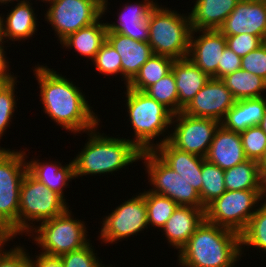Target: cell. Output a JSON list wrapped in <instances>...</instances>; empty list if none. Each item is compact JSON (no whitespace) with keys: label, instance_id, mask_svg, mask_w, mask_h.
<instances>
[{"label":"cell","instance_id":"obj_18","mask_svg":"<svg viewBox=\"0 0 266 267\" xmlns=\"http://www.w3.org/2000/svg\"><path fill=\"white\" fill-rule=\"evenodd\" d=\"M106 40L121 57L122 79L126 87L153 55L152 48L148 42L136 41L120 33H106Z\"/></svg>","mask_w":266,"mask_h":267},{"label":"cell","instance_id":"obj_6","mask_svg":"<svg viewBox=\"0 0 266 267\" xmlns=\"http://www.w3.org/2000/svg\"><path fill=\"white\" fill-rule=\"evenodd\" d=\"M26 151L0 148V225L9 239L18 235L20 188L28 171Z\"/></svg>","mask_w":266,"mask_h":267},{"label":"cell","instance_id":"obj_44","mask_svg":"<svg viewBox=\"0 0 266 267\" xmlns=\"http://www.w3.org/2000/svg\"><path fill=\"white\" fill-rule=\"evenodd\" d=\"M31 257V267H64L60 256H50L43 253H39Z\"/></svg>","mask_w":266,"mask_h":267},{"label":"cell","instance_id":"obj_20","mask_svg":"<svg viewBox=\"0 0 266 267\" xmlns=\"http://www.w3.org/2000/svg\"><path fill=\"white\" fill-rule=\"evenodd\" d=\"M205 159L224 171L247 160L240 134L220 124Z\"/></svg>","mask_w":266,"mask_h":267},{"label":"cell","instance_id":"obj_39","mask_svg":"<svg viewBox=\"0 0 266 267\" xmlns=\"http://www.w3.org/2000/svg\"><path fill=\"white\" fill-rule=\"evenodd\" d=\"M10 240H0V267H31V257L25 247L16 245L10 250L3 248Z\"/></svg>","mask_w":266,"mask_h":267},{"label":"cell","instance_id":"obj_34","mask_svg":"<svg viewBox=\"0 0 266 267\" xmlns=\"http://www.w3.org/2000/svg\"><path fill=\"white\" fill-rule=\"evenodd\" d=\"M144 93L163 104L173 114L178 113V91L172 71L148 87Z\"/></svg>","mask_w":266,"mask_h":267},{"label":"cell","instance_id":"obj_24","mask_svg":"<svg viewBox=\"0 0 266 267\" xmlns=\"http://www.w3.org/2000/svg\"><path fill=\"white\" fill-rule=\"evenodd\" d=\"M266 111V97L236 100L220 124L228 130L241 133L259 125Z\"/></svg>","mask_w":266,"mask_h":267},{"label":"cell","instance_id":"obj_31","mask_svg":"<svg viewBox=\"0 0 266 267\" xmlns=\"http://www.w3.org/2000/svg\"><path fill=\"white\" fill-rule=\"evenodd\" d=\"M265 200V201H264ZM257 207L245 230L240 234L241 255L245 246L256 248L266 253V197ZM244 245V247H242Z\"/></svg>","mask_w":266,"mask_h":267},{"label":"cell","instance_id":"obj_4","mask_svg":"<svg viewBox=\"0 0 266 267\" xmlns=\"http://www.w3.org/2000/svg\"><path fill=\"white\" fill-rule=\"evenodd\" d=\"M126 109L134 130L133 144L142 151H153L157 145L169 139L173 113L146 93L126 86ZM168 133H167V132ZM168 136H165V133ZM163 136L160 141L154 140ZM165 136V137H164Z\"/></svg>","mask_w":266,"mask_h":267},{"label":"cell","instance_id":"obj_28","mask_svg":"<svg viewBox=\"0 0 266 267\" xmlns=\"http://www.w3.org/2000/svg\"><path fill=\"white\" fill-rule=\"evenodd\" d=\"M226 190H266V180L260 172L258 162L245 160L224 171Z\"/></svg>","mask_w":266,"mask_h":267},{"label":"cell","instance_id":"obj_2","mask_svg":"<svg viewBox=\"0 0 266 267\" xmlns=\"http://www.w3.org/2000/svg\"><path fill=\"white\" fill-rule=\"evenodd\" d=\"M177 255L182 267H234L241 259L240 235L204 220Z\"/></svg>","mask_w":266,"mask_h":267},{"label":"cell","instance_id":"obj_12","mask_svg":"<svg viewBox=\"0 0 266 267\" xmlns=\"http://www.w3.org/2000/svg\"><path fill=\"white\" fill-rule=\"evenodd\" d=\"M102 222L98 238L101 239V243L106 244L117 243L120 239H127L148 229L145 191L122 202L105 216Z\"/></svg>","mask_w":266,"mask_h":267},{"label":"cell","instance_id":"obj_9","mask_svg":"<svg viewBox=\"0 0 266 267\" xmlns=\"http://www.w3.org/2000/svg\"><path fill=\"white\" fill-rule=\"evenodd\" d=\"M265 197L266 190H226L205 207V220L240 235Z\"/></svg>","mask_w":266,"mask_h":267},{"label":"cell","instance_id":"obj_48","mask_svg":"<svg viewBox=\"0 0 266 267\" xmlns=\"http://www.w3.org/2000/svg\"><path fill=\"white\" fill-rule=\"evenodd\" d=\"M14 1H17L18 3H21V2H25V1H28V0H0V4L1 5H7L9 3H12Z\"/></svg>","mask_w":266,"mask_h":267},{"label":"cell","instance_id":"obj_7","mask_svg":"<svg viewBox=\"0 0 266 267\" xmlns=\"http://www.w3.org/2000/svg\"><path fill=\"white\" fill-rule=\"evenodd\" d=\"M67 206L61 195L51 191L27 171L20 188L18 235L25 233L27 236L35 227V222L42 223L59 216L69 209Z\"/></svg>","mask_w":266,"mask_h":267},{"label":"cell","instance_id":"obj_15","mask_svg":"<svg viewBox=\"0 0 266 267\" xmlns=\"http://www.w3.org/2000/svg\"><path fill=\"white\" fill-rule=\"evenodd\" d=\"M219 31L223 35L247 33L266 42V0H240Z\"/></svg>","mask_w":266,"mask_h":267},{"label":"cell","instance_id":"obj_40","mask_svg":"<svg viewBox=\"0 0 266 267\" xmlns=\"http://www.w3.org/2000/svg\"><path fill=\"white\" fill-rule=\"evenodd\" d=\"M241 69L247 70L266 81V42L241 58Z\"/></svg>","mask_w":266,"mask_h":267},{"label":"cell","instance_id":"obj_41","mask_svg":"<svg viewBox=\"0 0 266 267\" xmlns=\"http://www.w3.org/2000/svg\"><path fill=\"white\" fill-rule=\"evenodd\" d=\"M227 46L233 50L239 57H244L249 52L256 50L264 41L255 35L247 33L239 35H225Z\"/></svg>","mask_w":266,"mask_h":267},{"label":"cell","instance_id":"obj_1","mask_svg":"<svg viewBox=\"0 0 266 267\" xmlns=\"http://www.w3.org/2000/svg\"><path fill=\"white\" fill-rule=\"evenodd\" d=\"M33 72L38 80L43 112L57 125L75 135L99 125L100 119L78 85L47 65L37 64Z\"/></svg>","mask_w":266,"mask_h":267},{"label":"cell","instance_id":"obj_50","mask_svg":"<svg viewBox=\"0 0 266 267\" xmlns=\"http://www.w3.org/2000/svg\"><path fill=\"white\" fill-rule=\"evenodd\" d=\"M3 39L2 37V20H1V17H0V41Z\"/></svg>","mask_w":266,"mask_h":267},{"label":"cell","instance_id":"obj_21","mask_svg":"<svg viewBox=\"0 0 266 267\" xmlns=\"http://www.w3.org/2000/svg\"><path fill=\"white\" fill-rule=\"evenodd\" d=\"M204 220L205 208L178 206L162 227V233L180 251Z\"/></svg>","mask_w":266,"mask_h":267},{"label":"cell","instance_id":"obj_22","mask_svg":"<svg viewBox=\"0 0 266 267\" xmlns=\"http://www.w3.org/2000/svg\"><path fill=\"white\" fill-rule=\"evenodd\" d=\"M178 91V113L181 112L204 87L210 77L189 58L175 60L172 65Z\"/></svg>","mask_w":266,"mask_h":267},{"label":"cell","instance_id":"obj_51","mask_svg":"<svg viewBox=\"0 0 266 267\" xmlns=\"http://www.w3.org/2000/svg\"><path fill=\"white\" fill-rule=\"evenodd\" d=\"M40 1H42V2H46V3H49L51 0H40Z\"/></svg>","mask_w":266,"mask_h":267},{"label":"cell","instance_id":"obj_19","mask_svg":"<svg viewBox=\"0 0 266 267\" xmlns=\"http://www.w3.org/2000/svg\"><path fill=\"white\" fill-rule=\"evenodd\" d=\"M153 152L172 170L181 175L199 193L202 186V162L204 157L175 148L168 140L157 145Z\"/></svg>","mask_w":266,"mask_h":267},{"label":"cell","instance_id":"obj_27","mask_svg":"<svg viewBox=\"0 0 266 267\" xmlns=\"http://www.w3.org/2000/svg\"><path fill=\"white\" fill-rule=\"evenodd\" d=\"M101 21V22H100ZM98 20L94 24L68 35L59 42L65 49H73L80 55L94 60L100 47L106 41L107 24Z\"/></svg>","mask_w":266,"mask_h":267},{"label":"cell","instance_id":"obj_25","mask_svg":"<svg viewBox=\"0 0 266 267\" xmlns=\"http://www.w3.org/2000/svg\"><path fill=\"white\" fill-rule=\"evenodd\" d=\"M31 0L17 3L7 13L6 19L0 14L2 20V37L11 41L27 40L33 37L37 30V16L30 3ZM3 17V18H2Z\"/></svg>","mask_w":266,"mask_h":267},{"label":"cell","instance_id":"obj_5","mask_svg":"<svg viewBox=\"0 0 266 267\" xmlns=\"http://www.w3.org/2000/svg\"><path fill=\"white\" fill-rule=\"evenodd\" d=\"M169 9L156 4L151 10L148 16V43L155 55L174 60L188 58L192 31L189 14H179Z\"/></svg>","mask_w":266,"mask_h":267},{"label":"cell","instance_id":"obj_26","mask_svg":"<svg viewBox=\"0 0 266 267\" xmlns=\"http://www.w3.org/2000/svg\"><path fill=\"white\" fill-rule=\"evenodd\" d=\"M27 168L34 178L66 200L63 190L67 188L71 179L75 178L73 160L63 166L59 161L41 162L33 158L27 161Z\"/></svg>","mask_w":266,"mask_h":267},{"label":"cell","instance_id":"obj_35","mask_svg":"<svg viewBox=\"0 0 266 267\" xmlns=\"http://www.w3.org/2000/svg\"><path fill=\"white\" fill-rule=\"evenodd\" d=\"M247 159L260 162L266 150V134L259 125L239 133Z\"/></svg>","mask_w":266,"mask_h":267},{"label":"cell","instance_id":"obj_8","mask_svg":"<svg viewBox=\"0 0 266 267\" xmlns=\"http://www.w3.org/2000/svg\"><path fill=\"white\" fill-rule=\"evenodd\" d=\"M84 221L74 219L71 210L50 220L36 225L28 236L41 246L43 254L61 256L62 254L81 249L90 241ZM35 235H34V233ZM32 233V234H31ZM87 237V238H86Z\"/></svg>","mask_w":266,"mask_h":267},{"label":"cell","instance_id":"obj_33","mask_svg":"<svg viewBox=\"0 0 266 267\" xmlns=\"http://www.w3.org/2000/svg\"><path fill=\"white\" fill-rule=\"evenodd\" d=\"M145 205L147 208L148 226L162 229L167 220L179 206L169 197L145 190Z\"/></svg>","mask_w":266,"mask_h":267},{"label":"cell","instance_id":"obj_38","mask_svg":"<svg viewBox=\"0 0 266 267\" xmlns=\"http://www.w3.org/2000/svg\"><path fill=\"white\" fill-rule=\"evenodd\" d=\"M64 267H103L102 261L99 262L92 243H88L81 249L71 251L60 256Z\"/></svg>","mask_w":266,"mask_h":267},{"label":"cell","instance_id":"obj_46","mask_svg":"<svg viewBox=\"0 0 266 267\" xmlns=\"http://www.w3.org/2000/svg\"><path fill=\"white\" fill-rule=\"evenodd\" d=\"M9 239V233L0 225V240Z\"/></svg>","mask_w":266,"mask_h":267},{"label":"cell","instance_id":"obj_17","mask_svg":"<svg viewBox=\"0 0 266 267\" xmlns=\"http://www.w3.org/2000/svg\"><path fill=\"white\" fill-rule=\"evenodd\" d=\"M144 0L133 4H124L116 22L107 23V33H120L136 41H149L148 16L158 2Z\"/></svg>","mask_w":266,"mask_h":267},{"label":"cell","instance_id":"obj_13","mask_svg":"<svg viewBox=\"0 0 266 267\" xmlns=\"http://www.w3.org/2000/svg\"><path fill=\"white\" fill-rule=\"evenodd\" d=\"M171 125L174 131H171L168 141L175 148L205 158L220 122L193 117L181 111L173 114Z\"/></svg>","mask_w":266,"mask_h":267},{"label":"cell","instance_id":"obj_36","mask_svg":"<svg viewBox=\"0 0 266 267\" xmlns=\"http://www.w3.org/2000/svg\"><path fill=\"white\" fill-rule=\"evenodd\" d=\"M17 79L7 82L0 83V139L6 132V129L10 127L11 119L14 117L13 113L15 112L16 106V95H15V85L18 81ZM15 88V89H14ZM0 148H2L0 146Z\"/></svg>","mask_w":266,"mask_h":267},{"label":"cell","instance_id":"obj_47","mask_svg":"<svg viewBox=\"0 0 266 267\" xmlns=\"http://www.w3.org/2000/svg\"><path fill=\"white\" fill-rule=\"evenodd\" d=\"M259 126L264 131V133L266 134V111H265V114H264Z\"/></svg>","mask_w":266,"mask_h":267},{"label":"cell","instance_id":"obj_45","mask_svg":"<svg viewBox=\"0 0 266 267\" xmlns=\"http://www.w3.org/2000/svg\"><path fill=\"white\" fill-rule=\"evenodd\" d=\"M258 164L260 167L261 175L266 180V150H265L264 156L262 157V159L260 160Z\"/></svg>","mask_w":266,"mask_h":267},{"label":"cell","instance_id":"obj_14","mask_svg":"<svg viewBox=\"0 0 266 267\" xmlns=\"http://www.w3.org/2000/svg\"><path fill=\"white\" fill-rule=\"evenodd\" d=\"M235 102L236 99L221 79L210 78L182 112L221 122Z\"/></svg>","mask_w":266,"mask_h":267},{"label":"cell","instance_id":"obj_23","mask_svg":"<svg viewBox=\"0 0 266 267\" xmlns=\"http://www.w3.org/2000/svg\"><path fill=\"white\" fill-rule=\"evenodd\" d=\"M240 0H196L189 12L192 30H219Z\"/></svg>","mask_w":266,"mask_h":267},{"label":"cell","instance_id":"obj_43","mask_svg":"<svg viewBox=\"0 0 266 267\" xmlns=\"http://www.w3.org/2000/svg\"><path fill=\"white\" fill-rule=\"evenodd\" d=\"M7 41L8 40L4 41V39L0 41V83H7L17 79V77L14 76V73L11 74V71L9 69V61L5 56L6 51L4 50V48L6 46H4V44Z\"/></svg>","mask_w":266,"mask_h":267},{"label":"cell","instance_id":"obj_16","mask_svg":"<svg viewBox=\"0 0 266 267\" xmlns=\"http://www.w3.org/2000/svg\"><path fill=\"white\" fill-rule=\"evenodd\" d=\"M226 46V37L219 30H192L188 58L210 78L217 79L218 62Z\"/></svg>","mask_w":266,"mask_h":267},{"label":"cell","instance_id":"obj_42","mask_svg":"<svg viewBox=\"0 0 266 267\" xmlns=\"http://www.w3.org/2000/svg\"><path fill=\"white\" fill-rule=\"evenodd\" d=\"M239 69H241V57L226 46L218 62L217 79H222Z\"/></svg>","mask_w":266,"mask_h":267},{"label":"cell","instance_id":"obj_37","mask_svg":"<svg viewBox=\"0 0 266 267\" xmlns=\"http://www.w3.org/2000/svg\"><path fill=\"white\" fill-rule=\"evenodd\" d=\"M99 73L106 76H122L121 57L115 48L106 40L92 61Z\"/></svg>","mask_w":266,"mask_h":267},{"label":"cell","instance_id":"obj_11","mask_svg":"<svg viewBox=\"0 0 266 267\" xmlns=\"http://www.w3.org/2000/svg\"><path fill=\"white\" fill-rule=\"evenodd\" d=\"M48 4L45 19L51 24L60 42L103 16L101 0H51Z\"/></svg>","mask_w":266,"mask_h":267},{"label":"cell","instance_id":"obj_10","mask_svg":"<svg viewBox=\"0 0 266 267\" xmlns=\"http://www.w3.org/2000/svg\"><path fill=\"white\" fill-rule=\"evenodd\" d=\"M140 159L144 160L148 182L152 189L148 191L169 197L179 206L205 208L199 192L181 175L166 165L153 151H142Z\"/></svg>","mask_w":266,"mask_h":267},{"label":"cell","instance_id":"obj_3","mask_svg":"<svg viewBox=\"0 0 266 267\" xmlns=\"http://www.w3.org/2000/svg\"><path fill=\"white\" fill-rule=\"evenodd\" d=\"M97 128L86 132L88 141L73 158L75 179L89 174H112L140 159L141 151L132 139L110 137Z\"/></svg>","mask_w":266,"mask_h":267},{"label":"cell","instance_id":"obj_49","mask_svg":"<svg viewBox=\"0 0 266 267\" xmlns=\"http://www.w3.org/2000/svg\"><path fill=\"white\" fill-rule=\"evenodd\" d=\"M103 2V15L105 14V12H107V7H108V0H101Z\"/></svg>","mask_w":266,"mask_h":267},{"label":"cell","instance_id":"obj_29","mask_svg":"<svg viewBox=\"0 0 266 267\" xmlns=\"http://www.w3.org/2000/svg\"><path fill=\"white\" fill-rule=\"evenodd\" d=\"M221 80L236 100L262 97L261 93L266 91V81L244 69L236 70Z\"/></svg>","mask_w":266,"mask_h":267},{"label":"cell","instance_id":"obj_32","mask_svg":"<svg viewBox=\"0 0 266 267\" xmlns=\"http://www.w3.org/2000/svg\"><path fill=\"white\" fill-rule=\"evenodd\" d=\"M201 176L202 186L199 195L202 205L206 207L226 191L224 183V170L205 159L202 162Z\"/></svg>","mask_w":266,"mask_h":267},{"label":"cell","instance_id":"obj_30","mask_svg":"<svg viewBox=\"0 0 266 267\" xmlns=\"http://www.w3.org/2000/svg\"><path fill=\"white\" fill-rule=\"evenodd\" d=\"M174 59L153 54L140 68L135 78L127 85L128 88L144 92L172 71Z\"/></svg>","mask_w":266,"mask_h":267}]
</instances>
